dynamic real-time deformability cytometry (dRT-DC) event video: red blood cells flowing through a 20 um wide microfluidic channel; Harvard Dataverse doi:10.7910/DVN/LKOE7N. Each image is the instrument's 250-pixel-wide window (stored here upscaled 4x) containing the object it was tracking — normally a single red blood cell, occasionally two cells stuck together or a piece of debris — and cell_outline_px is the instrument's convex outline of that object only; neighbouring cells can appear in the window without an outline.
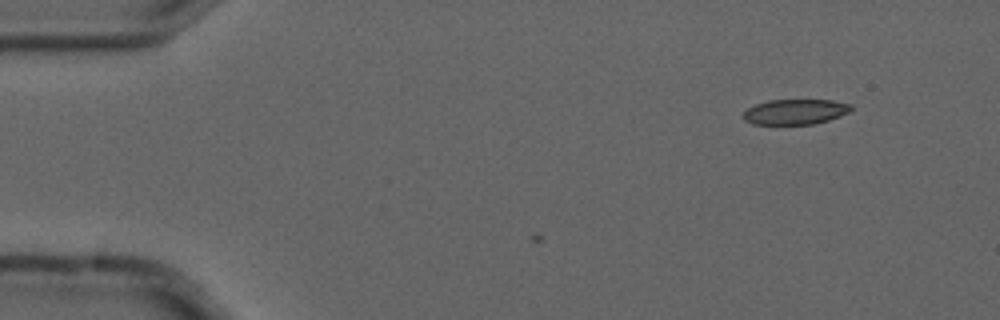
{"species": "common noctule bat (a hibernating species)", "species_latin": "Nyctalus noctula", "temperature_condition": "cold", "stored_images_in_passage": 3, "camera_frame_rate_fps": 3000, "um_per_image_px": 0.085, "animal": {"sex": "male", "forearm_length_mm": 52.5}, "frame": {"image": 1, "passage_image": 3, "time_ms": 0.667, "image_size_px": [1000, 320], "cell_outline_px": [[852, 108], [848, 112], [840, 116], [828, 120], [812, 124], [752, 124], [744, 120], [744, 112], [748, 108], [756, 104], [768, 100], [832, 100], [852, 104]], "centroid_in_image_um": [67.6, 9.5], "position_along_channel_um": 17.4, "area_um2": 15.78}}